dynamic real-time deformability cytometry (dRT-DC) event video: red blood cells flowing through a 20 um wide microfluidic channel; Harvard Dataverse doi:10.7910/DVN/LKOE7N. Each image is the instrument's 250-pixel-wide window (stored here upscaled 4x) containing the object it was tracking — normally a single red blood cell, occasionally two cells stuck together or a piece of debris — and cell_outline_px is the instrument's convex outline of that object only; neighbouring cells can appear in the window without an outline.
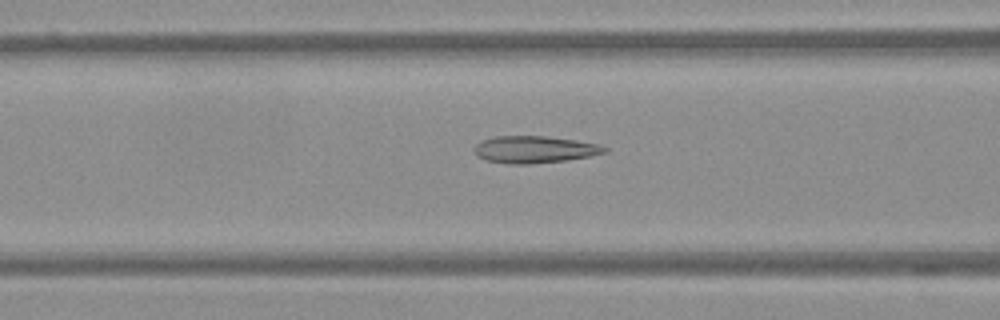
{"species": "Egyptian fruit bat (a non-hibernating species)", "species_latin": "Rousettus aegyptiacus", "temperature_condition": "warm", "stored_images_in_passage": 40, "camera_frame_rate_fps": 3000, "um_per_image_px": 0.085, "frame": {"image": 1, "passage_image": 7, "time_ms": 2.0, "image_size_px": [1000, 320], "cell_outline_px": [[608, 152], [568, 160], [528, 164], [508, 164], [484, 160], [476, 156], [472, 148], [476, 144], [484, 140], [496, 136], [544, 136], [576, 140], [600, 144], [608, 148]], "centroid_in_image_um": [45.42, 12.71], "position_along_channel_um": 121.2, "area_um2": 20.69}}
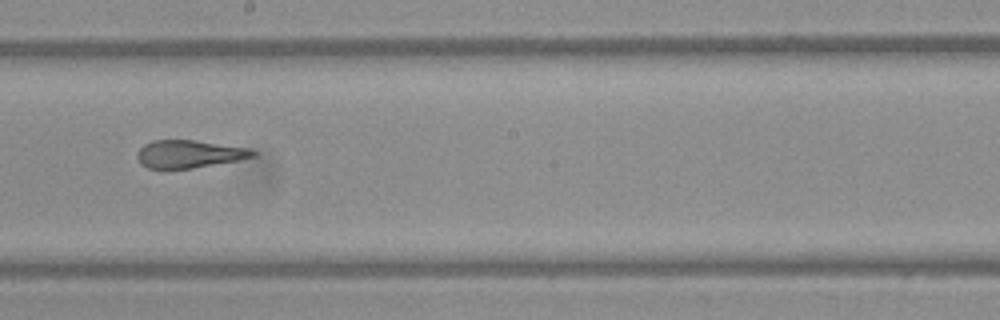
{"frame": {"image": 2, "passage_image": 16, "time_ms": 5.0, "image_size_px": [1000, 320], "cell_outline_px": [[256, 156], [236, 160], [192, 168], [148, 168], [140, 164], [136, 156], [136, 152], [144, 144], [152, 140], [192, 140], [248, 148], [256, 152]], "centroid_in_image_um": [16.01, 13.08], "position_along_channel_um": 232.2, "area_um2": 18.44}}
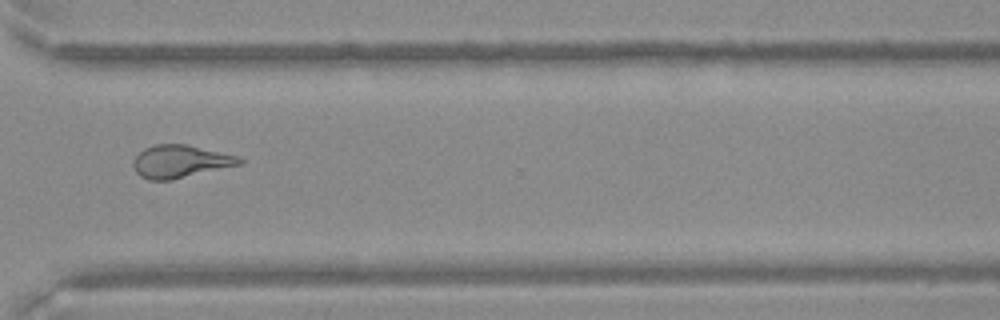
{"frame": {"image": 3, "passage_image": 26, "time_ms": 8.333, "image_size_px": [1000, 320], "cell_outline_px": [[244, 164], [168, 180], [148, 180], [140, 176], [136, 172], [132, 164], [132, 160], [144, 148], [156, 144], [188, 144], [236, 156], [244, 160]], "centroid_in_image_um": [15.31, 13.72], "position_along_channel_um": 355.3, "area_um2": 20.17}}